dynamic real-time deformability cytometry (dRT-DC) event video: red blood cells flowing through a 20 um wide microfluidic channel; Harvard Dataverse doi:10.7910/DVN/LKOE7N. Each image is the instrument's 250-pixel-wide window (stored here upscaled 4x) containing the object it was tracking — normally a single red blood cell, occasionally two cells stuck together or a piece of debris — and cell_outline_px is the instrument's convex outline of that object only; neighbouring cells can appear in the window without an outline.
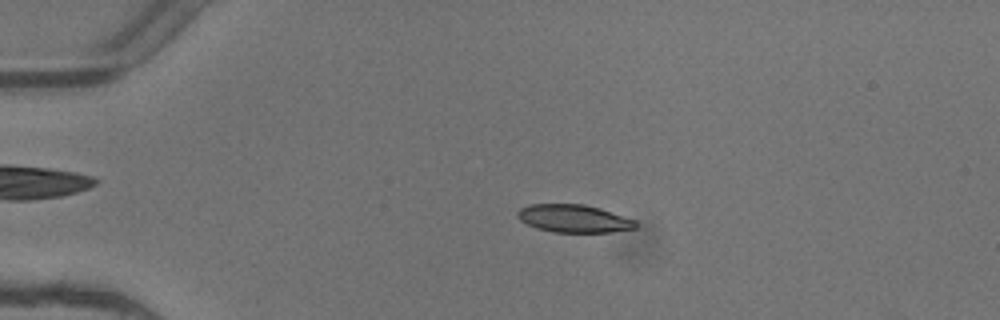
{"species": "common noctule bat (a hibernating species)", "species_latin": "Nyctalus noctula", "temperature_condition": "warm", "stored_images_in_passage": 4, "camera_frame_rate_fps": 3000, "um_per_image_px": 0.085, "animal": {"sex": "female"}, "frame": {"image": 1, "passage_image": 3, "time_ms": 0.667, "image_size_px": [1000, 320], "cell_outline_px": [[636, 228], [612, 232], [552, 232], [536, 228], [520, 220], [516, 216], [516, 212], [520, 208], [528, 204], [584, 204], [600, 208], [636, 220]], "centroid_in_image_um": [48.75, 18.57], "position_along_channel_um": 36.2, "area_um2": 19.25}}